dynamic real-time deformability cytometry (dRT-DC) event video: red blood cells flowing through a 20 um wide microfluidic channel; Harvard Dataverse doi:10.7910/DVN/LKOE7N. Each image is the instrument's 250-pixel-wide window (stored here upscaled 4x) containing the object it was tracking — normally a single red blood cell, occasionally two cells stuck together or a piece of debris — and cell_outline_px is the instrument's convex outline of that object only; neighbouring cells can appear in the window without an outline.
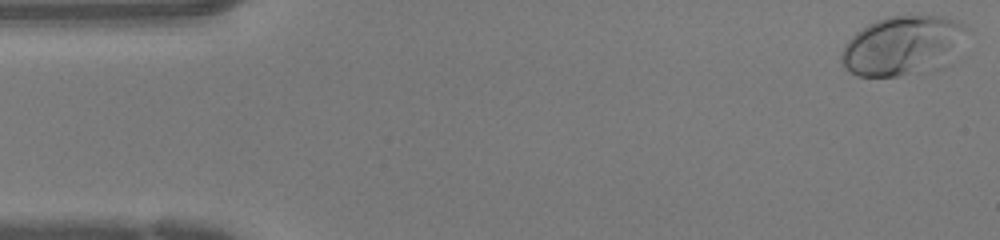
{"species": "human", "species_latin": "Homo sapiens", "temperature_condition": "warm", "stored_images_in_passage": 47, "camera_frame_rate_fps": 3000, "um_per_image_px": 0.085, "donor": {"sex": "female"}, "frame": {"image": 1, "passage_image": 1, "time_ms": 0.0, "image_size_px": [1000, 240], "cell_outline_px": [[964, 28], [948, 48], [904, 72], [896, 76], [856, 76], [844, 68], [840, 60], [840, 56], [848, 40], [856, 32], [868, 24], [876, 20], [888, 16], [944, 16], [956, 20], [964, 24]], "centroid_in_image_um": [76.32, 3.75], "position_along_channel_um": 8.7, "area_um2": 38.38}}
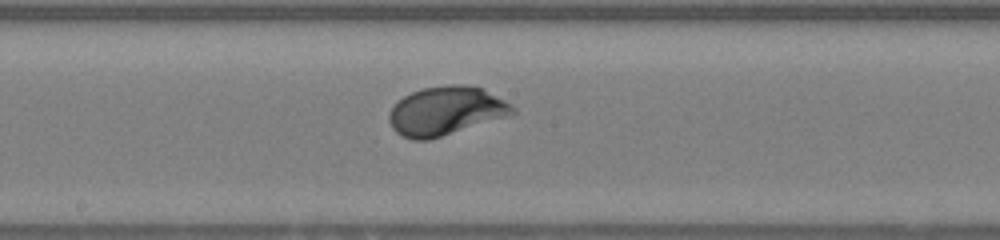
{"frame": {"image": 2, "passage_image": 24, "time_ms": 7.667, "image_size_px": [1000, 240], "cell_outline_px": [[516, 112], [512, 116], [428, 140], [412, 140], [396, 132], [392, 128], [388, 120], [388, 112], [404, 96], [412, 92], [424, 88], [448, 84], [464, 84], [480, 88], [504, 100], [516, 108]], "centroid_in_image_um": [37.92, 9.44], "position_along_channel_um": 210.3, "area_um2": 35.08}}
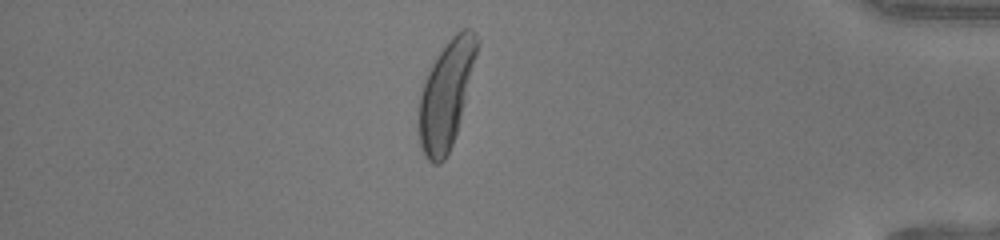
{"frame": {"image": 3, "passage_image": 40, "time_ms": 13.0, "image_size_px": [1000, 240], "cell_outline_px": [[480, 40], [456, 132], [452, 144], [444, 160], [440, 164], [432, 164], [428, 160], [420, 144], [416, 120], [420, 96], [424, 80], [436, 56], [448, 40], [460, 28], [472, 28], [476, 32]], "centroid_in_image_um": [37.89, 8.0], "position_along_channel_um": 397.3, "area_um2": 36.13}, "authors_computed_cell_mechanics": {"area_um2": 33.9286, "velocity_mm_per_s": 4.2783, "shape_relaxation_time_tau1_ms": 2.2319, "shape_relaxation_time_tau2_ms": null, "deformation_change_tau1": 0.1617, "deformation_change_tau2": null}}